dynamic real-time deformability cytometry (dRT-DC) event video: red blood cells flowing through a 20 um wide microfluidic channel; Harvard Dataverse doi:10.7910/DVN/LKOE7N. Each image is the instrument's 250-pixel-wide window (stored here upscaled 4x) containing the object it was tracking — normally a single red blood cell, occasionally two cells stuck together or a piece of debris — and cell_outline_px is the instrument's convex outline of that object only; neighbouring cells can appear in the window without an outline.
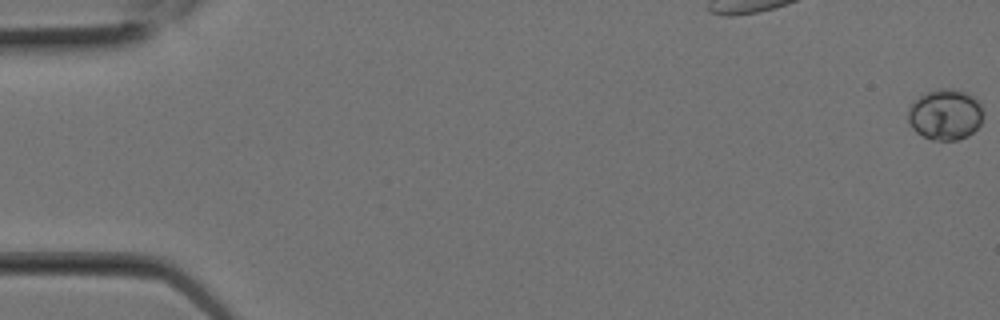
{"species": "Egyptian fruit bat (a non-hibernating species)", "species_latin": "Rousettus aegyptiacus", "temperature_condition": "room temperature", "stored_images_in_passage": 2, "camera_frame_rate_fps": 3000, "um_per_image_px": 0.085, "animal": {"sex": "female"}, "frame": {"image": 1, "passage_image": 1, "time_ms": 0.0, "image_size_px": [1000, 320], "cell_outline_px": [[980, 124], [968, 136], [956, 140], [932, 140], [916, 132], [912, 128], [908, 120], [908, 108], [924, 92], [940, 88], [952, 88], [968, 92], [980, 100]], "centroid_in_image_um": [80.33, 9.71], "position_along_channel_um": 4.7, "area_um2": 22.25}}